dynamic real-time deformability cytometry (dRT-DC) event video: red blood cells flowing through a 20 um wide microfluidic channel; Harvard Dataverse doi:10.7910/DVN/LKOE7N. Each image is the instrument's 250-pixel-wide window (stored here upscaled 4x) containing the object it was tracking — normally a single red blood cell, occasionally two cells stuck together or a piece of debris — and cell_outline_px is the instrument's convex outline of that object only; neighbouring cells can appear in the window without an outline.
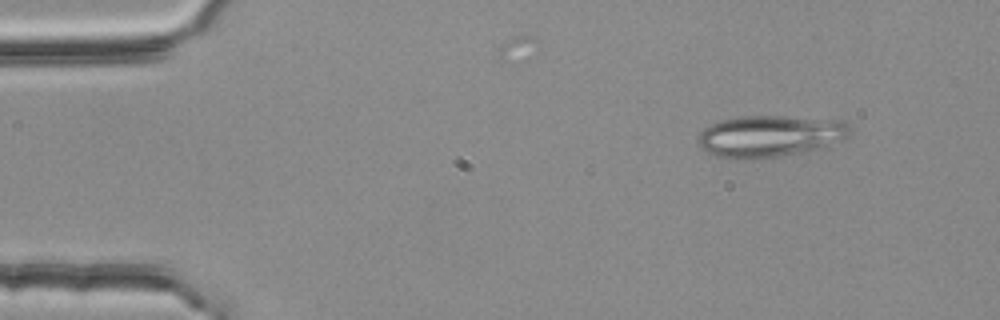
{"species": "common noctule bat (a hibernating species)", "species_latin": "Nyctalus noctula", "temperature_condition": "room temperature", "stored_images_in_passage": 46, "segment_of_instrument_passage": [1, 2], "camera_frame_rate_fps": 3000, "um_per_image_px": 0.085, "animal": {"sex": "female", "body_mass_g": 25.1}, "frame": {"image": 1, "passage_image": 1, "time_ms": 0.0, "image_size_px": [1000, 320], "cell_outline_px": [[852, 128], [844, 136], [824, 148], [808, 152], [764, 160], [736, 160], [716, 156], [708, 152], [696, 144], [696, 140], [700, 132], [704, 128], [720, 120], [740, 116], [784, 116], [844, 120]], "centroid_in_image_um": [65.4, 11.6], "position_along_channel_um": 19.6, "area_um2": 37.74}}